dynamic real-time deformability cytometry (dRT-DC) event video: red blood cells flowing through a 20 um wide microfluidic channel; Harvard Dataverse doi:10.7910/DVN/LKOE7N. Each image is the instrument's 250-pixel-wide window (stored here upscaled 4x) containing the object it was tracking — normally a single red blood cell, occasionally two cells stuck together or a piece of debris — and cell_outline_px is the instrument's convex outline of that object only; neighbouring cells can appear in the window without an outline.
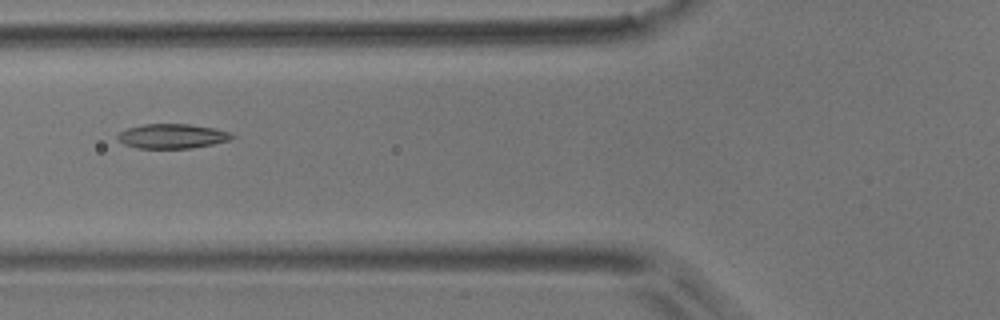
{"species": "common noctule bat (a hibernating species)", "species_latin": "Nyctalus noctula", "temperature_condition": "room temperature", "stored_images_in_passage": 6, "camera_frame_rate_fps": 3000, "um_per_image_px": 0.085, "animal": {"sex": "male", "body_mass_g": 17.9}, "frame": {"image": 1, "passage_image": 6, "time_ms": 6.333, "image_size_px": [1000, 320], "cell_outline_px": [[236, 136], [228, 140], [212, 144], [192, 148], [136, 148], [124, 144], [116, 136], [120, 132], [128, 128], [144, 124], [188, 124], [216, 128], [232, 132]], "centroid_in_image_um": [14.67, 11.57], "position_along_channel_um": 111.1, "area_um2": 16.36}}